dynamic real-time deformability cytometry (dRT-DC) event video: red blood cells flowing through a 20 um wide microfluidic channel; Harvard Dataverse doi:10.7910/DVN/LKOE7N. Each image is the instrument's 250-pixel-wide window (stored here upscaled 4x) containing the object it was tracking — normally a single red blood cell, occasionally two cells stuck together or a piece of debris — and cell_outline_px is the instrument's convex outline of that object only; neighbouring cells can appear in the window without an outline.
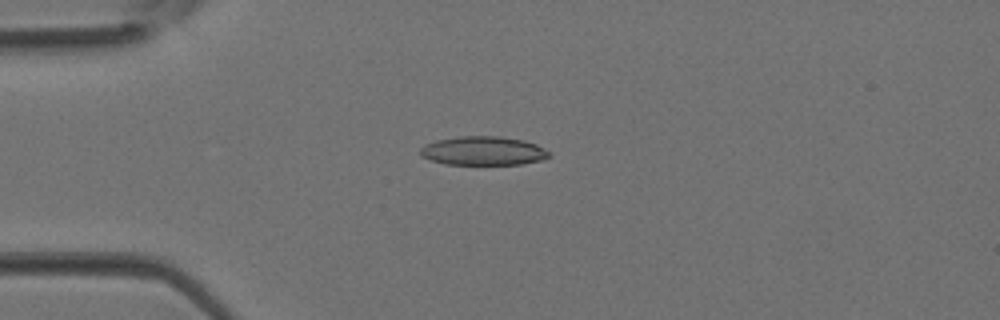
{"species": "Egyptian fruit bat (a non-hibernating species)", "species_latin": "Rousettus aegyptiacus", "temperature_condition": "room temperature", "stored_images_in_passage": 4, "camera_frame_rate_fps": 3000, "um_per_image_px": 0.085, "animal": {"sex": "female"}, "frame": {"image": 1, "passage_image": 3, "time_ms": 0.667, "image_size_px": [1000, 320], "cell_outline_px": [[552, 156], [544, 160], [520, 164], [444, 164], [420, 156], [420, 148], [424, 144], [436, 140], [460, 136], [500, 136], [524, 140], [536, 144], [548, 152]], "centroid_in_image_um": [41.07, 12.82], "position_along_channel_um": 43.9, "area_um2": 21.73}}
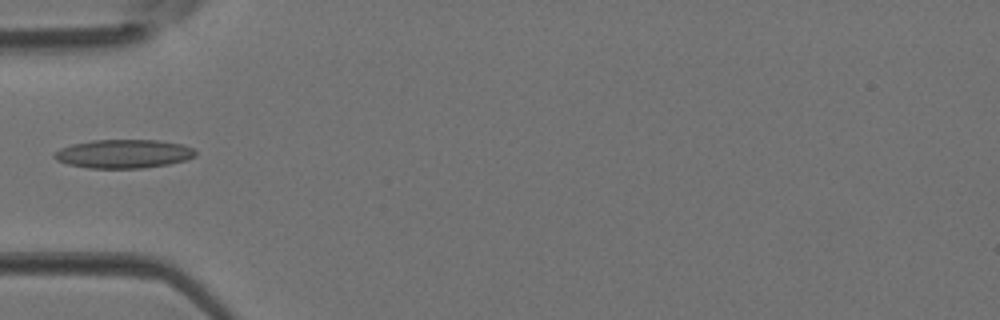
{"frame": {"image": 2, "passage_image": 4, "time_ms": 1.0, "image_size_px": [1000, 320], "cell_outline_px": [[196, 156], [188, 160], [168, 164], [144, 168], [88, 168], [68, 164], [56, 160], [52, 156], [60, 148], [72, 144], [92, 140], [160, 140], [184, 144], [192, 148], [196, 152]], "centroid_in_image_um": [10.53, 13.07], "position_along_channel_um": 74.5, "area_um2": 23.76}}